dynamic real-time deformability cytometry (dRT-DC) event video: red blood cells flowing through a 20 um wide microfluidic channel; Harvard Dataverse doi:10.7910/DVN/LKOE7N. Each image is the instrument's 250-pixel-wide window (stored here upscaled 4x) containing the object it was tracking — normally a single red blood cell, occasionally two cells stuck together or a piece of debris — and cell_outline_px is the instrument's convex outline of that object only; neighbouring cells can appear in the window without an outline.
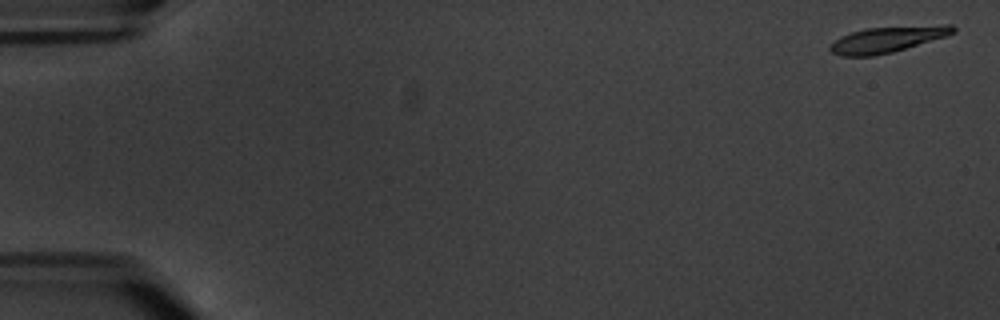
{"species": "common noctule bat (a hibernating species)", "species_latin": "Nyctalus noctula", "temperature_condition": "warm", "stored_images_in_passage": 6, "camera_frame_rate_fps": 3000, "um_per_image_px": 0.085, "animal": {"sex": "male", "body_mass_g": 20.1, "forearm_length_mm": 53.5}, "frame": {"image": 1, "passage_image": 1, "time_ms": 0.0, "image_size_px": [1000, 320], "cell_outline_px": [[956, 32], [944, 36], [892, 52], [872, 56], [840, 56], [832, 52], [828, 48], [840, 36], [852, 32], [868, 28], [944, 24], [952, 24], [956, 28]], "centroid_in_image_um": [75.42, 3.34], "position_along_channel_um": 9.6, "area_um2": 18.32}}
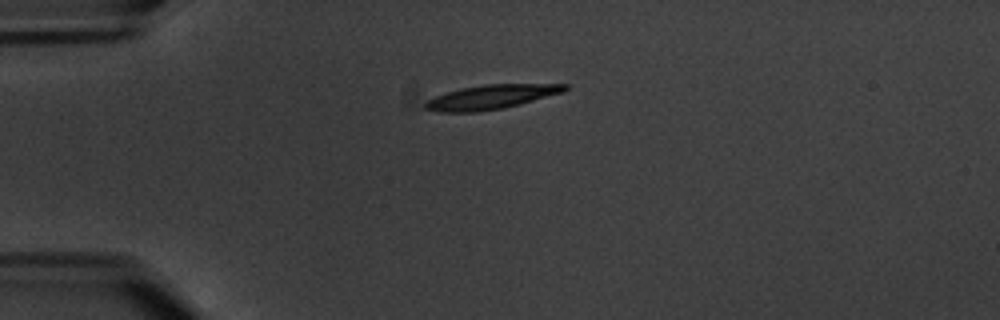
{"frame": {"image": 2, "passage_image": 5, "time_ms": 4.667, "image_size_px": [1000, 320], "cell_outline_px": [[568, 88], [564, 92], [504, 108], [476, 112], [440, 112], [424, 108], [424, 104], [428, 100], [436, 96], [460, 88], [484, 84], [568, 84]], "centroid_in_image_um": [41.75, 8.24], "position_along_channel_um": 43.2, "area_um2": 19.59}}